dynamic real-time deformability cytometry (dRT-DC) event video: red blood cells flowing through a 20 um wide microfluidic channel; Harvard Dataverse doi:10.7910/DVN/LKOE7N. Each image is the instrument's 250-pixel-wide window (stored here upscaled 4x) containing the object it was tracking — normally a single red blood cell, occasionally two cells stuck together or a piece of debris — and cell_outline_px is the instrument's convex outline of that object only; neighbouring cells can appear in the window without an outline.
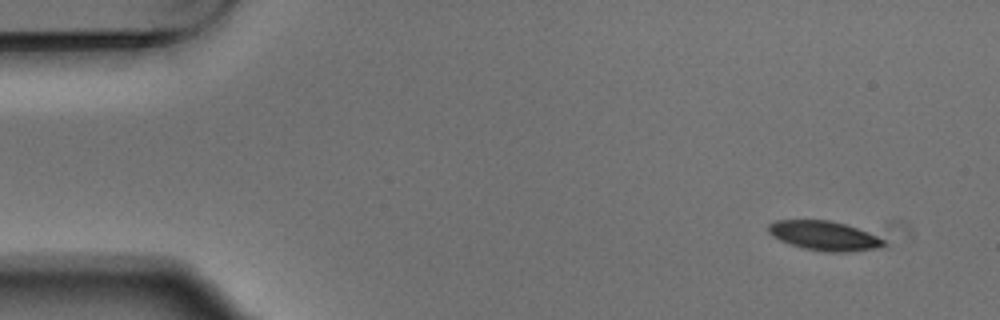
{"species": "Egyptian fruit bat (a non-hibernating species)", "species_latin": "Rousettus aegyptiacus", "temperature_condition": "warm", "stored_images_in_passage": 5, "segment_of_instrument_passage": [1, 2], "camera_frame_rate_fps": 3000, "um_per_image_px": 0.085, "animal": {"sex": "male"}, "frame": {"image": 1, "passage_image": 1, "time_ms": 0.0, "image_size_px": [1000, 320], "cell_outline_px": [[884, 244], [880, 248], [848, 252], [824, 252], [804, 248], [788, 244], [772, 236], [768, 232], [768, 224], [776, 220], [828, 220], [844, 224], [868, 232], [884, 240]], "centroid_in_image_um": [70.02, 20.04], "position_along_channel_um": 15.0, "area_um2": 19.71}}